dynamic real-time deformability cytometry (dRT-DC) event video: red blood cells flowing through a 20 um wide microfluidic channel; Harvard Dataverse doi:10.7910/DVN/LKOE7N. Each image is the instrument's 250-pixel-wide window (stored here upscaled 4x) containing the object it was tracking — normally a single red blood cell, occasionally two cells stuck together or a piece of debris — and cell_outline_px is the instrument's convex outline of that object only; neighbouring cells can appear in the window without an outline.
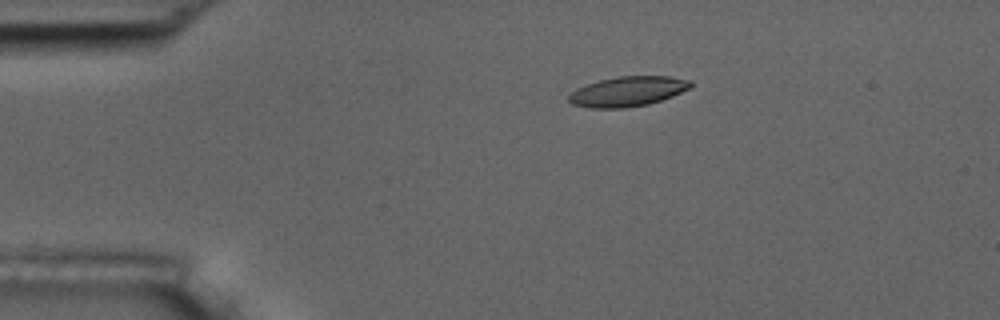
{"species": "common noctule bat (a hibernating species)", "species_latin": "Nyctalus noctula", "temperature_condition": "room temperature", "stored_images_in_passage": 5, "camera_frame_rate_fps": 3000, "um_per_image_px": 0.085, "animal": {"sex": "male", "body_mass_g": 17.5, "forearm_length_mm": 52.3}, "frame": {"image": 1, "passage_image": 1, "time_ms": 0.0, "image_size_px": [1000, 320], "cell_outline_px": [[692, 84], [688, 88], [672, 96], [648, 104], [624, 108], [588, 108], [572, 104], [568, 100], [568, 96], [576, 88], [600, 80], [616, 76], [668, 76], [692, 80]], "centroid_in_image_um": [53.33, 7.77], "position_along_channel_um": 31.7, "area_um2": 21.15}}
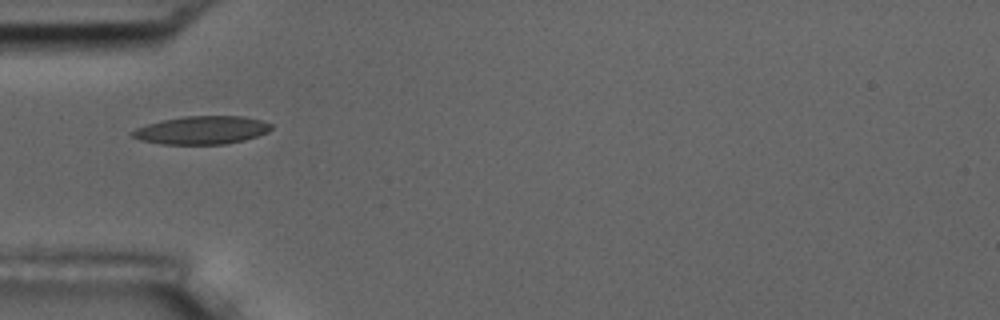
{"frame": {"image": 2, "passage_image": 3, "time_ms": 2.333, "image_size_px": [1000, 320], "cell_outline_px": [[272, 128], [268, 132], [244, 140], [224, 144], [160, 144], [140, 140], [132, 136], [128, 132], [136, 128], [160, 120], [184, 116], [244, 116], [260, 120], [272, 124]], "centroid_in_image_um": [17.12, 11.06], "position_along_channel_um": 67.9, "area_um2": 22.83}}